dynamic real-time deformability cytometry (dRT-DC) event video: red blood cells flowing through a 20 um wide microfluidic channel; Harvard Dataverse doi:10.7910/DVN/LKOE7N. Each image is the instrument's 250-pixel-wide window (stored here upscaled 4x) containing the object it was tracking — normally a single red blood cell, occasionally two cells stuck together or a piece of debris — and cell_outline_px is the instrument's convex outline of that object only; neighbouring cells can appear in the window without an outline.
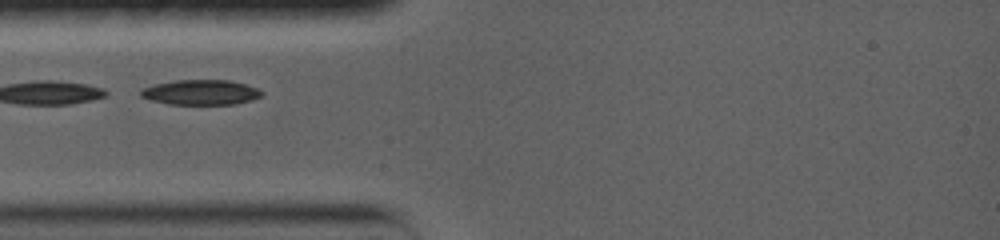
{"species": "common noctule bat (a hibernating species)", "species_latin": "Nyctalus noctula", "temperature_condition": "warm", "stored_images_in_passage": 19, "camera_frame_rate_fps": 5000, "um_per_image_px": 0.085, "animal": {"sex": "female", "body_mass_g": 19.0, "forearm_length_mm": 56.7}, "frame": {"image": 1, "passage_image": 1, "time_ms": 0.0, "image_size_px": [1000, 240], "cell_outline_px": [[264, 92], [260, 96], [252, 100], [236, 104], [168, 104], [152, 100], [140, 96], [140, 92], [144, 88], [152, 84], [176, 80], [228, 80], [244, 84], [256, 88]], "centroid_in_image_um": [17.06, 7.85], "position_along_channel_um": 67.9, "area_um2": 17.57}}